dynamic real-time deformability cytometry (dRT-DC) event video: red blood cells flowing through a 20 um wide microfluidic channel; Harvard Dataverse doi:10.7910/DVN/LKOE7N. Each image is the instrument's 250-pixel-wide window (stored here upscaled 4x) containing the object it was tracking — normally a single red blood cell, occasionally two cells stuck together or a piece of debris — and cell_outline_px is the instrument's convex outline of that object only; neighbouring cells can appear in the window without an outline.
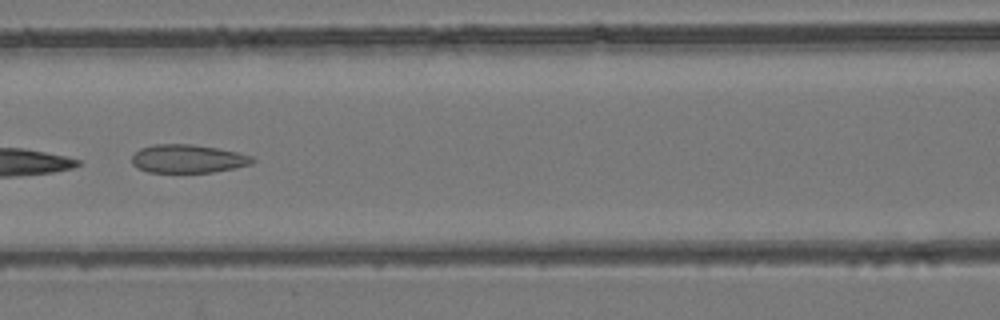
{"species": "common noctule bat (a hibernating species)", "species_latin": "Nyctalus noctula", "temperature_condition": "room temperature", "stored_images_in_passage": 9, "camera_frame_rate_fps": 3000, "um_per_image_px": 0.085, "animal": {"sex": "female", "body_mass_g": 24.6, "forearm_length_mm": 56.2}, "frame": {"image": 1, "passage_image": 6, "time_ms": 1.667, "image_size_px": [1000, 320], "cell_outline_px": [[256, 160], [252, 164], [236, 168], [212, 172], [148, 172], [136, 168], [132, 164], [132, 156], [140, 148], [152, 144], [192, 144], [216, 148], [236, 152], [252, 156]], "centroid_in_image_um": [15.96, 13.49], "position_along_channel_um": 150.6, "area_um2": 20.0}}
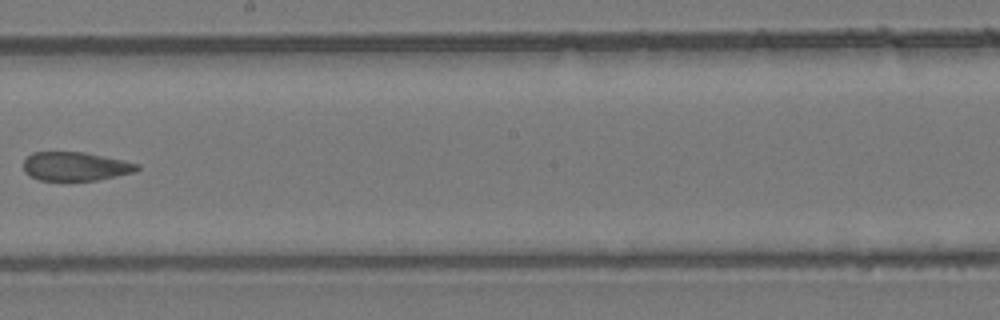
{"frame": {"image": 2, "passage_image": 8, "time_ms": 2.333, "image_size_px": [1000, 320], "cell_outline_px": [[140, 168], [132, 172], [116, 176], [96, 180], [40, 180], [24, 172], [24, 160], [32, 152], [84, 152], [124, 160], [140, 164]], "centroid_in_image_um": [6.41, 14.13], "position_along_channel_um": 241.8, "area_um2": 18.9}}
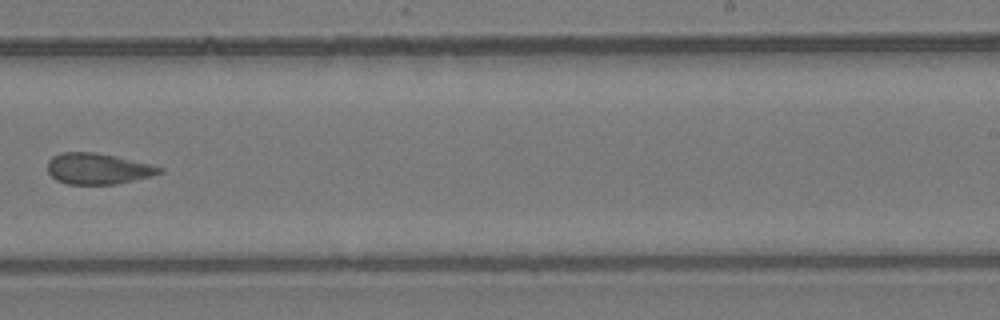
{"frame": {"image": 3, "passage_image": 9, "time_ms": 2.667, "image_size_px": [1000, 320], "cell_outline_px": [[164, 172], [116, 184], [68, 184], [56, 180], [48, 172], [48, 160], [52, 156], [60, 152], [96, 152], [148, 164], [164, 168]], "centroid_in_image_um": [8.26, 14.33], "position_along_channel_um": 280.7, "area_um2": 19.94}}